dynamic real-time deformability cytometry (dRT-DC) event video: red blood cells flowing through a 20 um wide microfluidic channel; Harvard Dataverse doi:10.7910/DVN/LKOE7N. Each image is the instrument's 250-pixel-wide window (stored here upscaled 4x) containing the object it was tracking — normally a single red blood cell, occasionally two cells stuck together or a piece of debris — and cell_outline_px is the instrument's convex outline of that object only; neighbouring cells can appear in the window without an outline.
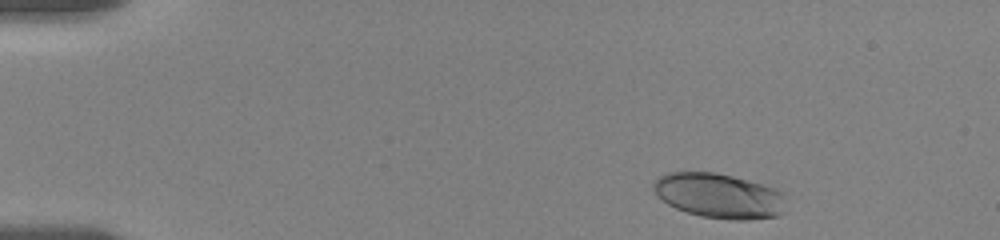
{"species": "human", "species_latin": "Homo sapiens", "temperature_condition": "room temperature", "stored_images_in_passage": 30, "camera_frame_rate_fps": 3000, "um_per_image_px": 0.085, "donor": {"sex": "female"}, "frame": {"image": 1, "passage_image": 1, "time_ms": 0.0, "image_size_px": [1000, 240], "cell_outline_px": [[784, 212], [776, 216], [748, 220], [732, 220], [700, 216], [676, 208], [668, 204], [656, 196], [652, 188], [652, 184], [660, 176], [668, 172], [716, 172], [732, 176], [776, 188], [784, 192]], "centroid_in_image_um": [61.11, 16.64], "position_along_channel_um": 23.9, "area_um2": 34.8}}
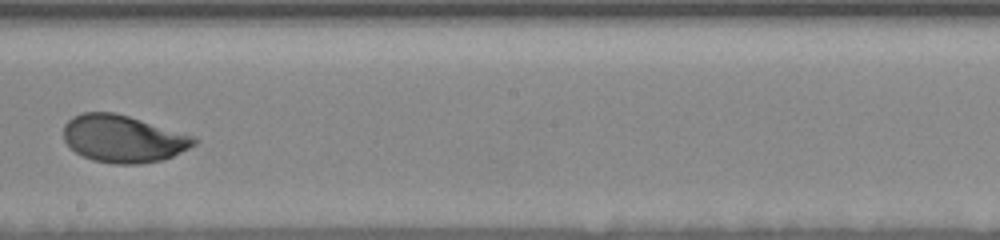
{"frame": {"image": 2, "passage_image": 15, "time_ms": 8.667, "image_size_px": [1000, 240], "cell_outline_px": [[200, 140], [196, 144], [164, 160], [140, 164], [112, 164], [92, 160], [76, 152], [64, 140], [64, 124], [72, 116], [84, 112], [116, 112], [196, 136]], "centroid_in_image_um": [10.49, 11.79], "position_along_channel_um": 237.7, "area_um2": 36.24}}
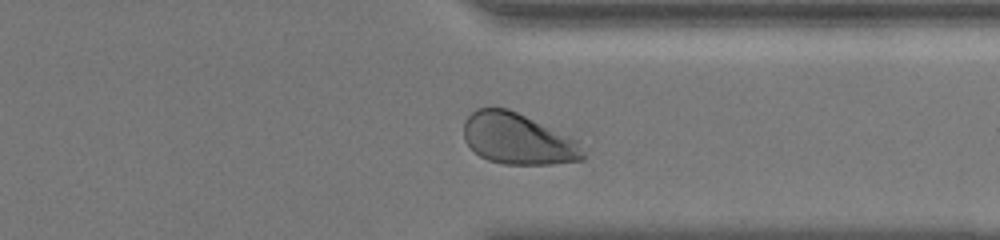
{"frame": {"image": 3, "passage_image": 25, "time_ms": 12.333, "image_size_px": [1000, 240], "cell_outline_px": [[584, 160], [552, 164], [504, 164], [488, 160], [480, 156], [464, 140], [464, 120], [476, 108], [508, 108], [580, 140], [584, 156]], "centroid_in_image_um": [44.05, 11.81], "position_along_channel_um": 367.4, "area_um2": 35.66}, "authors_computed_cell_mechanics": {"area_um2": 35.8071, "velocity_mm_per_s": 3.5213, "shape_relaxation_time_tau1_ms": 3.1205, "shape_relaxation_time_tau2_ms": 0.729, "deformation_change_tau1": 0.1312, "deformation_change_tau2": 0.0506}}